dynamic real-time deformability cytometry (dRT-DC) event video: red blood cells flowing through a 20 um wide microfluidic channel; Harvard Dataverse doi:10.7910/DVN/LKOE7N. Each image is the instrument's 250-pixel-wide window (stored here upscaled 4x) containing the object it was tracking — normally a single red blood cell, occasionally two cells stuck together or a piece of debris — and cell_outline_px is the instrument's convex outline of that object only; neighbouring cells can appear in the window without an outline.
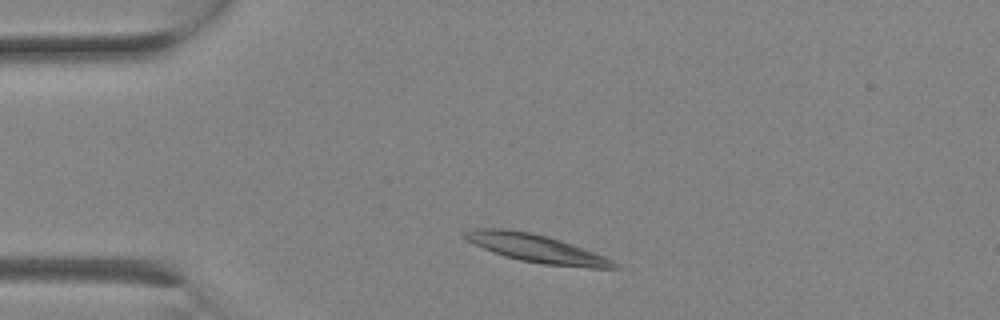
{"species": "Egyptian fruit bat (a non-hibernating species)", "species_latin": "Rousettus aegyptiacus", "temperature_condition": "room temperature", "stored_images_in_passage": 1, "camera_frame_rate_fps": 3000, "um_per_image_px": 0.085, "animal": {"sex": "female"}, "frame": {"image": 1, "passage_image": 1, "time_ms": 0.0, "image_size_px": [1000, 320], "cell_outline_px": [[620, 268], [588, 268], [544, 264], [520, 260], [504, 256], [484, 248], [468, 240], [464, 236], [464, 232], [472, 228], [508, 228], [548, 236], [560, 240], [604, 256], [612, 260]], "centroid_in_image_um": [45.59, 21.11], "position_along_channel_um": 39.4, "area_um2": 23.99}}